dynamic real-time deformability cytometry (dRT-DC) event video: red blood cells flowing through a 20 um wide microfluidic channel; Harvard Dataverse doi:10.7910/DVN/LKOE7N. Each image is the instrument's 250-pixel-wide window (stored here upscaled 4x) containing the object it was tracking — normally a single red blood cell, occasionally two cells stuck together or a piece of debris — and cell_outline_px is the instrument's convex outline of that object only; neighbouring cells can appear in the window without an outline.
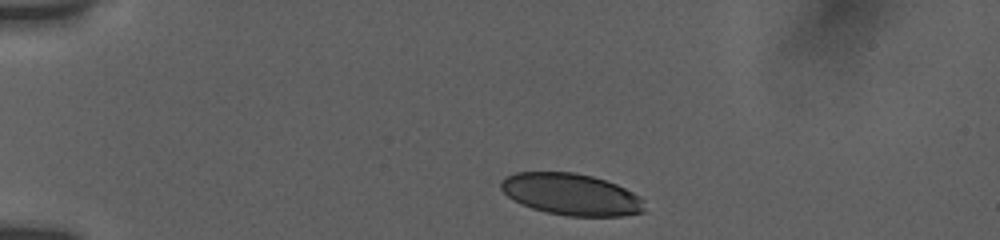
{"species": "human", "species_latin": "Homo sapiens", "temperature_condition": "room temperature", "stored_images_in_passage": 7, "camera_frame_rate_fps": 3000, "um_per_image_px": 0.085, "donor": {"sex": "female"}, "frame": {"image": 1, "passage_image": 1, "time_ms": 0.0, "image_size_px": [1000, 240], "cell_outline_px": [[644, 212], [624, 216], [568, 216], [548, 212], [532, 208], [508, 196], [500, 188], [500, 180], [504, 176], [516, 172], [572, 172], [592, 176], [616, 184], [640, 196], [644, 200]], "centroid_in_image_um": [48.56, 16.51], "position_along_channel_um": 36.4, "area_um2": 34.8}}
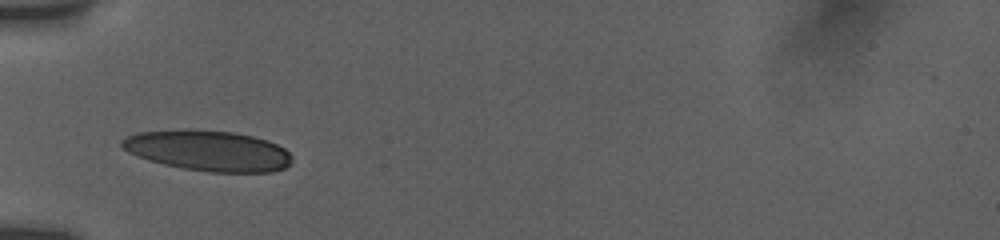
{"frame": {"image": 2, "passage_image": 6, "time_ms": 2.333, "image_size_px": [1000, 240], "cell_outline_px": [[292, 164], [284, 168], [272, 172], [208, 172], [184, 168], [164, 164], [148, 160], [128, 152], [120, 144], [120, 140], [136, 132], [184, 128], [232, 132], [252, 136], [268, 140], [284, 148], [292, 156]], "centroid_in_image_um": [17.69, 12.79], "position_along_channel_um": 67.3, "area_um2": 40.52}}